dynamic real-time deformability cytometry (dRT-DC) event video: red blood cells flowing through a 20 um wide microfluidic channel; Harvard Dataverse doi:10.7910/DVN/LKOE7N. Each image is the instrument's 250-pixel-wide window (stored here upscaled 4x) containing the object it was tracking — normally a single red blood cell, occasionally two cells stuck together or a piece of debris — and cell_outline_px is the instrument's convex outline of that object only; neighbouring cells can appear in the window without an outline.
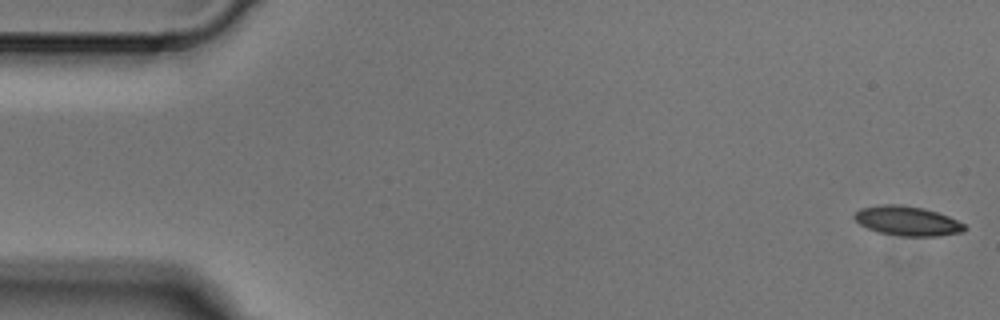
{"species": "Egyptian fruit bat (a non-hibernating species)", "species_latin": "Rousettus aegyptiacus", "temperature_condition": "cold", "stored_images_in_passage": 5, "camera_frame_rate_fps": 3000, "um_per_image_px": 0.085, "animal": {"sex": "male"}, "frame": {"image": 1, "passage_image": 1, "time_ms": 0.0, "image_size_px": [1000, 320], "cell_outline_px": [[968, 228], [964, 232], [936, 236], [900, 236], [880, 232], [868, 228], [860, 224], [852, 216], [860, 208], [880, 204], [900, 204], [924, 208], [948, 216], [964, 224]], "centroid_in_image_um": [77.13, 18.77], "position_along_channel_um": 7.9, "area_um2": 18.96}}
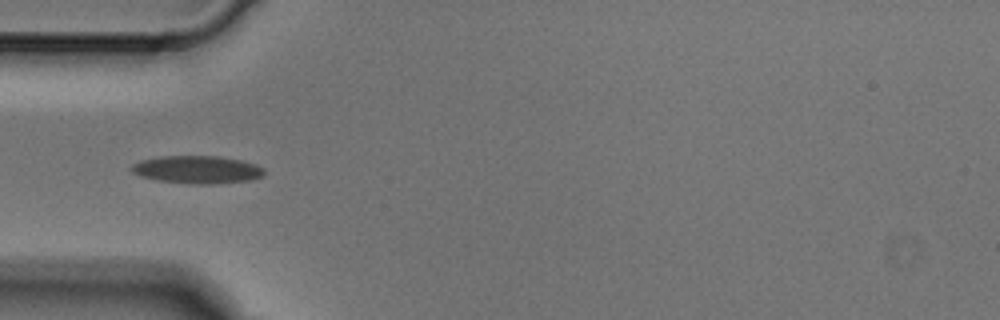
{"frame": {"image": 2, "passage_image": 4, "time_ms": 1.0, "image_size_px": [1000, 320], "cell_outline_px": [[264, 172], [260, 176], [248, 180], [212, 184], [200, 184], [156, 180], [140, 176], [132, 172], [128, 168], [132, 164], [140, 160], [160, 156], [220, 156], [240, 160], [256, 164], [264, 168]], "centroid_in_image_um": [16.7, 14.4], "position_along_channel_um": 68.3, "area_um2": 21.39}}
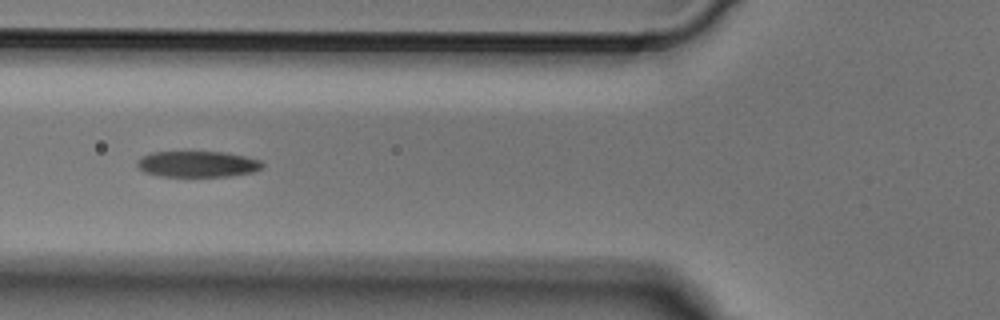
{"frame": {"image": 3, "passage_image": 5, "time_ms": 1.333, "image_size_px": [1000, 320], "cell_outline_px": [[264, 164], [260, 168], [252, 172], [228, 176], [160, 176], [144, 172], [136, 164], [136, 160], [152, 152], [224, 152], [244, 156], [260, 160]], "centroid_in_image_um": [16.77, 13.94], "position_along_channel_um": 109.0, "area_um2": 18.79}}